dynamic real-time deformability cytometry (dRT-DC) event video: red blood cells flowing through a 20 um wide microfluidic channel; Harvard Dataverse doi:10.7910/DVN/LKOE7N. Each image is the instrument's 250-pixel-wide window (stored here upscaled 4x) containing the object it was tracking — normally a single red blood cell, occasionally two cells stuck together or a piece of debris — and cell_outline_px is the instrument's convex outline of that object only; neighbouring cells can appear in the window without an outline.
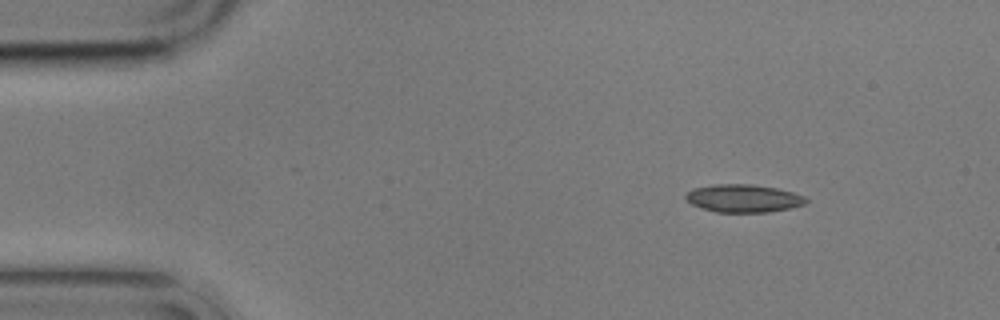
{"species": "common noctule bat (a hibernating species)", "species_latin": "Nyctalus noctula", "temperature_condition": "cold", "stored_images_in_passage": 6, "camera_frame_rate_fps": 3000, "um_per_image_px": 0.085, "animal": {"sex": "male", "body_mass_g": 17.9}, "frame": {"image": 1, "passage_image": 1, "time_ms": 0.0, "image_size_px": [1000, 320], "cell_outline_px": [[808, 200], [804, 204], [792, 208], [768, 212], [716, 212], [692, 204], [684, 196], [688, 192], [696, 188], [712, 184], [752, 184], [776, 188], [792, 192], [804, 196]], "centroid_in_image_um": [63.22, 16.86], "position_along_channel_um": 21.8, "area_um2": 19.36}}
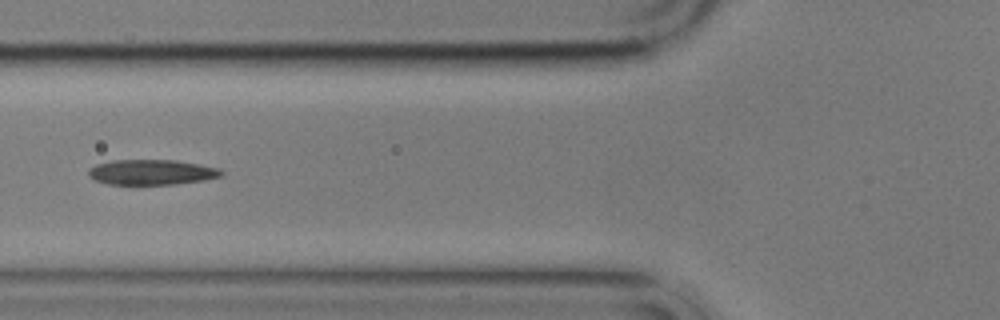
{"frame": {"image": 2, "passage_image": 5, "time_ms": 4.667, "image_size_px": [1000, 320], "cell_outline_px": [[224, 172], [220, 176], [204, 180], [176, 184], [108, 184], [96, 180], [88, 176], [88, 168], [96, 164], [112, 160], [176, 160], [200, 164], [220, 168]], "centroid_in_image_um": [12.88, 14.63], "position_along_channel_um": 112.9, "area_um2": 19.59}}
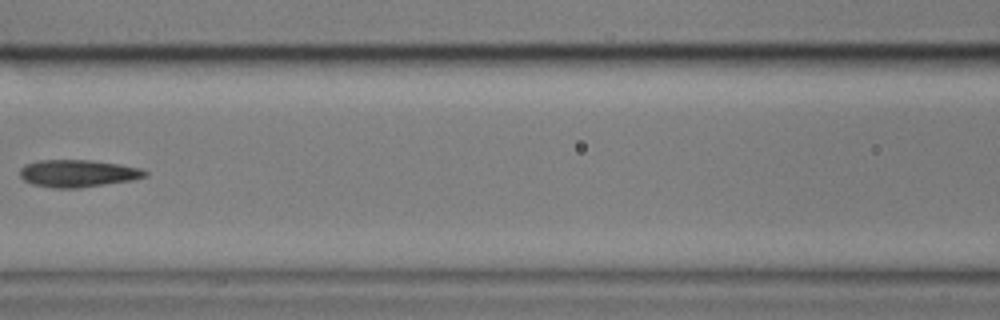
{"frame": {"image": 3, "passage_image": 6, "time_ms": 6.0, "image_size_px": [1000, 320], "cell_outline_px": [[148, 176], [132, 180], [80, 188], [52, 188], [32, 184], [24, 180], [20, 176], [20, 168], [24, 164], [40, 160], [92, 160], [120, 164], [140, 168], [148, 172]], "centroid_in_image_um": [6.62, 14.74], "position_along_channel_um": 160.0, "area_um2": 20.06}}